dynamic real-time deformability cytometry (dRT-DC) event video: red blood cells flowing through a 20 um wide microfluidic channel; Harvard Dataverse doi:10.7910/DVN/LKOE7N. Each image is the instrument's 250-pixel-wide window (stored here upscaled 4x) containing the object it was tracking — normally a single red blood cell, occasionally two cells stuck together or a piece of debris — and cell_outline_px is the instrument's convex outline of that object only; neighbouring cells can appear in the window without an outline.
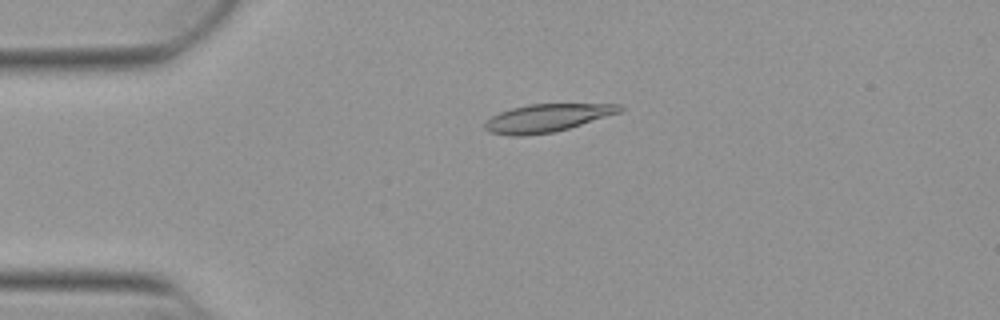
{"species": "Egyptian fruit bat (a non-hibernating species)", "species_latin": "Rousettus aegyptiacus", "temperature_condition": "warm", "stored_images_in_passage": 43, "camera_frame_rate_fps": 3000, "um_per_image_px": 0.085, "animal": {"sex": "female"}, "frame": {"image": 1, "passage_image": 2, "time_ms": 0.333, "image_size_px": [1000, 320], "cell_outline_px": [[624, 108], [620, 112], [568, 128], [552, 132], [524, 136], [512, 136], [488, 132], [484, 128], [484, 124], [492, 116], [500, 112], [512, 108], [528, 104], [620, 104]], "centroid_in_image_um": [46.46, 10.03], "position_along_channel_um": 38.5, "area_um2": 21.68}}
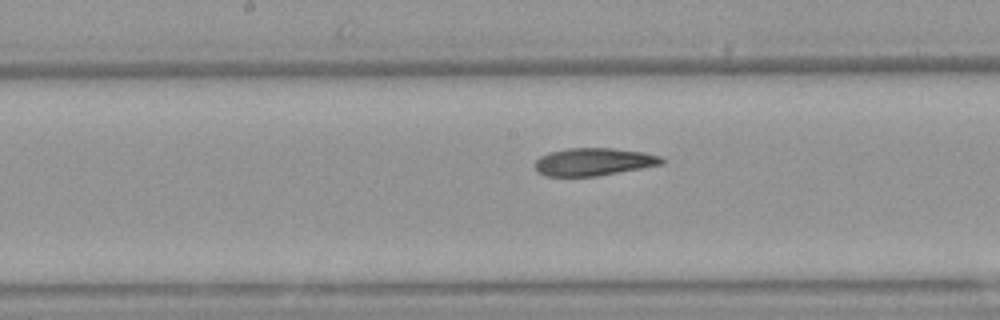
{"frame": {"image": 2, "passage_image": 17, "time_ms": 5.333, "image_size_px": [1000, 320], "cell_outline_px": [[664, 164], [596, 176], [544, 176], [536, 172], [536, 160], [540, 156], [548, 152], [568, 148], [612, 148], [644, 152], [660, 156], [664, 160]], "centroid_in_image_um": [50.44, 13.75], "position_along_channel_um": 197.8, "area_um2": 20.46}}
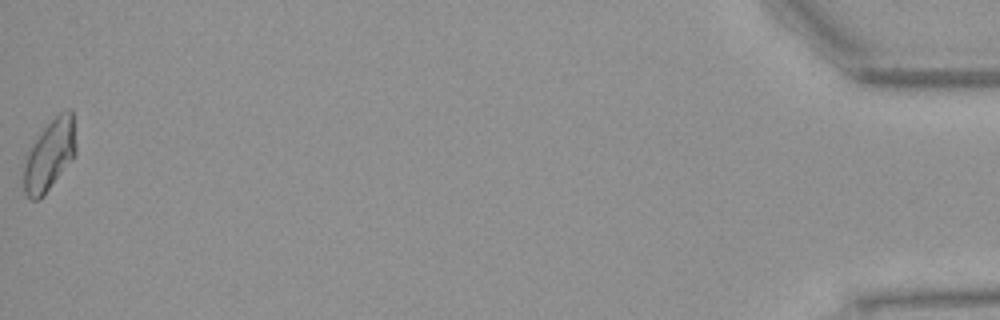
{"frame": {"image": 3, "passage_image": 43, "time_ms": 14.0, "image_size_px": [1000, 320], "cell_outline_px": [[76, 152], [72, 160], [40, 200], [32, 200], [24, 192], [24, 156], [40, 132], [60, 112], [68, 108], [72, 108], [76, 144]], "centroid_in_image_um": [4.22, 13.17], "position_along_channel_um": 431.0, "area_um2": 21.62}, "authors_computed_cell_mechanics": {"area_um2": 20.8658, "velocity_mm_per_s": 3.8453, "shape_relaxation_time_tau1_ms": 10.9292, "shape_relaxation_time_tau2_ms": 2.8318, "deformation_change_tau1": 0.2598, "deformation_change_tau2": 0.0998}}